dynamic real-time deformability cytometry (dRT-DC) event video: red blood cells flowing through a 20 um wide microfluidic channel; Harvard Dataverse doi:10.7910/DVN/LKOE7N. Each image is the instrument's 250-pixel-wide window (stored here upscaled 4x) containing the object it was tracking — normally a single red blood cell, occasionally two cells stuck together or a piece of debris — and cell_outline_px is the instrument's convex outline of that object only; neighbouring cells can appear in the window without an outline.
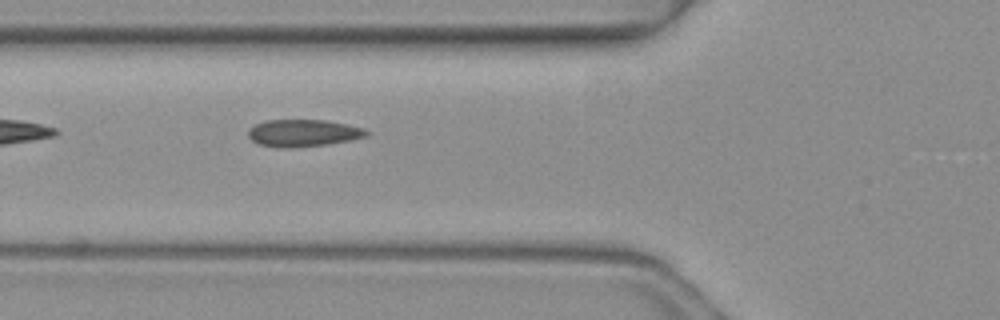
{"species": "common noctule bat (a hibernating species)", "species_latin": "Nyctalus noctula", "temperature_condition": "warm", "stored_images_in_passage": 2, "camera_frame_rate_fps": 3000, "um_per_image_px": 0.085, "animal": {"sex": "female", "body_mass_g": 19.3, "forearm_length_mm": 54.1}, "frame": {"image": 1, "passage_image": 2, "time_ms": 0.333, "image_size_px": [1000, 320], "cell_outline_px": [[368, 136], [328, 144], [296, 148], [284, 148], [260, 144], [252, 140], [248, 136], [248, 128], [264, 120], [324, 120], [364, 128], [368, 132]], "centroid_in_image_um": [25.74, 11.31], "position_along_channel_um": 100.1, "area_um2": 18.61}}